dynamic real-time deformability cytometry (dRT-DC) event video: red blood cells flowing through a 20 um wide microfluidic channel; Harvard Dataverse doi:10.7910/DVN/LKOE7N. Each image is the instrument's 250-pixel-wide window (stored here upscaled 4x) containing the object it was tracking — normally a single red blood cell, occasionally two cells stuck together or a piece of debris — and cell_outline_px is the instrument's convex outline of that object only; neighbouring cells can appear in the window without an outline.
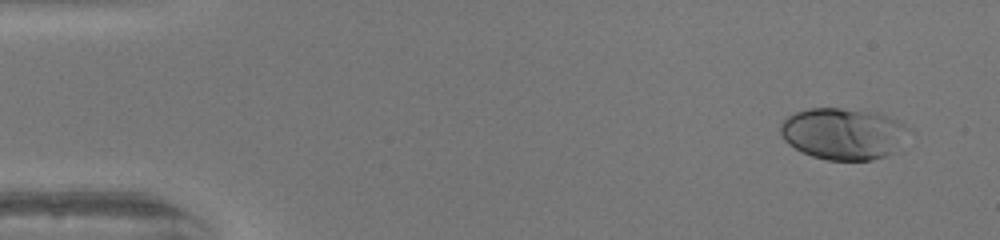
{"species": "human", "species_latin": "Homo sapiens", "temperature_condition": "warm", "stored_images_in_passage": 49, "camera_frame_rate_fps": 3000, "um_per_image_px": 0.085, "donor": {"sex": "female"}, "frame": {"image": 1, "passage_image": 1, "time_ms": 0.0, "image_size_px": [1000, 240], "cell_outline_px": [[908, 128], [888, 152], [884, 156], [872, 160], [828, 160], [812, 156], [800, 152], [788, 144], [784, 140], [780, 132], [780, 124], [788, 116], [796, 112], [808, 108], [840, 108], [880, 112], [904, 124]], "centroid_in_image_um": [71.54, 11.34], "position_along_channel_um": 13.5, "area_um2": 37.8}}
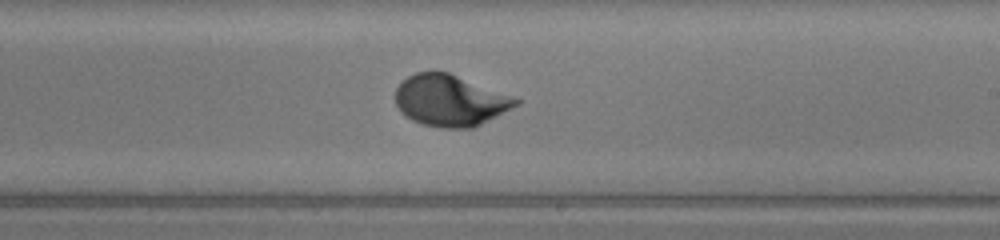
{"frame": {"image": 2, "passage_image": 28, "time_ms": 9.0, "image_size_px": [1000, 240], "cell_outline_px": [[524, 100], [520, 104], [472, 128], [440, 128], [420, 124], [412, 120], [396, 104], [396, 88], [408, 76], [416, 72], [448, 72]], "centroid_in_image_um": [38.29, 8.55], "position_along_channel_um": 250.7, "area_um2": 35.72}}
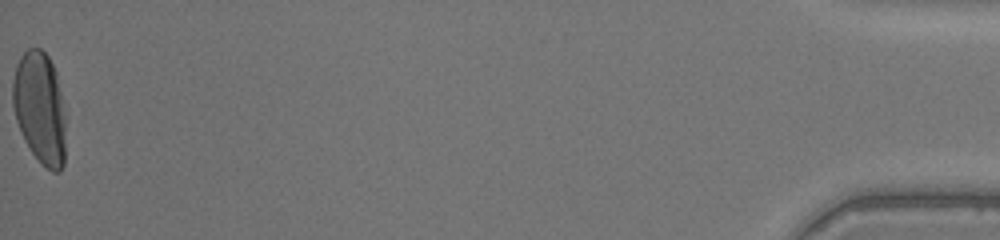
{"frame": {"image": 3, "passage_image": 49, "time_ms": 16.0, "image_size_px": [1000, 240], "cell_outline_px": [[64, 164], [60, 172], [52, 172], [40, 164], [24, 140], [20, 132], [16, 120], [12, 104], [12, 80], [16, 64], [20, 56], [28, 48], [40, 48], [48, 56], [56, 72], [60, 92], [64, 116]], "centroid_in_image_um": [3.36, 9.18], "position_along_channel_um": 431.8, "area_um2": 34.68}, "authors_computed_cell_mechanics": {"area_um2": 35.258, "velocity_mm_per_s": 4.0573, "shape_relaxation_time_tau1_ms": 3.0158, "shape_relaxation_time_tau2_ms": null, "deformation_change_tau1": 0.1963, "deformation_change_tau2": null}}